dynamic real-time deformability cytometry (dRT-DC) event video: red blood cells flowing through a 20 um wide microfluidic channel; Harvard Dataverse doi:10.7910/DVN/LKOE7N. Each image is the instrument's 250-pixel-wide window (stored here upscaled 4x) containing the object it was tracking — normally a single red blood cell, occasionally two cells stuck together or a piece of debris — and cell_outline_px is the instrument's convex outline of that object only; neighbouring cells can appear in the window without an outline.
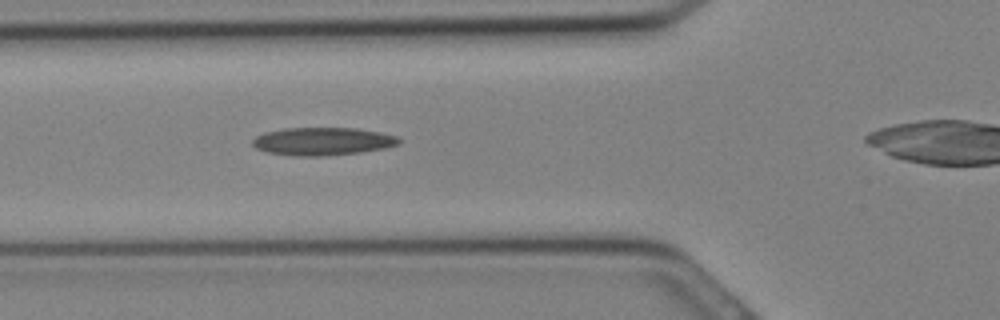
{"species": "Egyptian fruit bat (a non-hibernating species)", "species_latin": "Rousettus aegyptiacus", "temperature_condition": "cold", "stored_images_in_passage": 8, "camera_frame_rate_fps": 3000, "um_per_image_px": 0.085, "animal": {"sex": "female"}, "frame": {"image": 1, "passage_image": 7, "time_ms": 2.0, "image_size_px": [1000, 320], "cell_outline_px": [[404, 140], [400, 144], [384, 148], [360, 152], [324, 156], [296, 156], [268, 152], [256, 148], [252, 144], [252, 140], [256, 136], [264, 132], [284, 128], [356, 128], [396, 136]], "centroid_in_image_um": [27.42, 12.01], "position_along_channel_um": 98.4, "area_um2": 23.76}}